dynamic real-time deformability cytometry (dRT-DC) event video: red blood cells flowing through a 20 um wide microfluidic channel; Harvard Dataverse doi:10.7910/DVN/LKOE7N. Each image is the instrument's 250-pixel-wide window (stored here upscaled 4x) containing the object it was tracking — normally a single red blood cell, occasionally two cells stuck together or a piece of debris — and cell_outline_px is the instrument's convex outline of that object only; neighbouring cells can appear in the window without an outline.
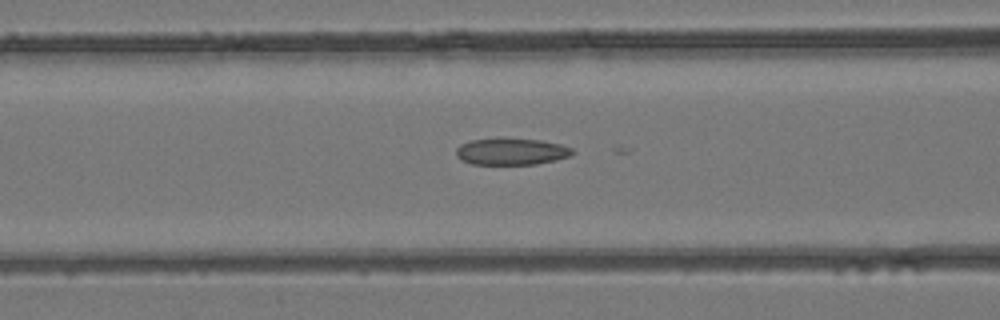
{"species": "common noctule bat (a hibernating species)", "species_latin": "Nyctalus noctula", "temperature_condition": "room temperature", "stored_images_in_passage": 15, "camera_frame_rate_fps": 3000, "um_per_image_px": 0.085, "animal": {"sex": "female", "body_mass_g": 24.6, "forearm_length_mm": 56.2}, "frame": {"image": 1, "passage_image": 4, "time_ms": 1.0, "image_size_px": [1000, 320], "cell_outline_px": [[576, 152], [572, 156], [556, 160], [536, 164], [472, 164], [460, 160], [456, 156], [456, 148], [460, 144], [472, 140], [540, 140], [560, 144], [572, 148]], "centroid_in_image_um": [43.5, 12.91], "position_along_channel_um": 123.1, "area_um2": 17.74}}
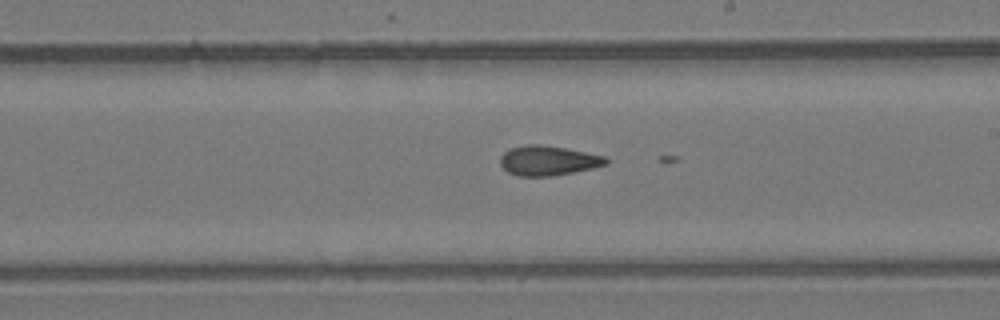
{"frame": {"image": 2, "passage_image": 12, "time_ms": 3.667, "image_size_px": [1000, 320], "cell_outline_px": [[608, 164], [592, 168], [552, 176], [516, 176], [508, 172], [500, 164], [500, 156], [504, 152], [512, 148], [528, 144], [540, 144], [564, 148], [604, 156], [608, 160]], "centroid_in_image_um": [46.56, 13.65], "position_along_channel_um": 242.4, "area_um2": 18.15}}